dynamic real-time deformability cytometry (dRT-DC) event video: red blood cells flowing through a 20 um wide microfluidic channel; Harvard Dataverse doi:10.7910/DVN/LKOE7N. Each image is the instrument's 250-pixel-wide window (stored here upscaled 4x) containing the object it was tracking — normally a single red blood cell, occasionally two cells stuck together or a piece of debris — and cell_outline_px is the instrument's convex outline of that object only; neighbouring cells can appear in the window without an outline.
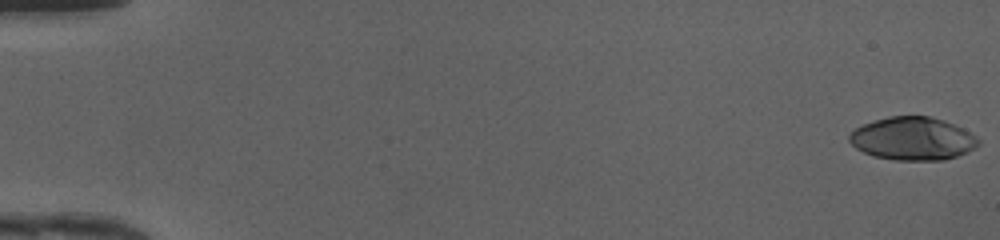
{"species": "human", "species_latin": "Homo sapiens", "temperature_condition": "cold", "stored_images_in_passage": 49, "camera_frame_rate_fps": 3000, "um_per_image_px": 0.085, "donor": {"sex": "female"}, "frame": {"image": 1, "passage_image": 1, "time_ms": 0.0, "image_size_px": [1000, 240], "cell_outline_px": [[980, 144], [976, 148], [968, 152], [944, 160], [896, 160], [872, 156], [856, 148], [848, 140], [848, 136], [856, 128], [864, 124], [888, 116], [928, 116], [944, 120], [964, 128], [976, 136], [980, 140]], "centroid_in_image_um": [77.61, 11.79], "position_along_channel_um": 7.4, "area_um2": 32.48}}
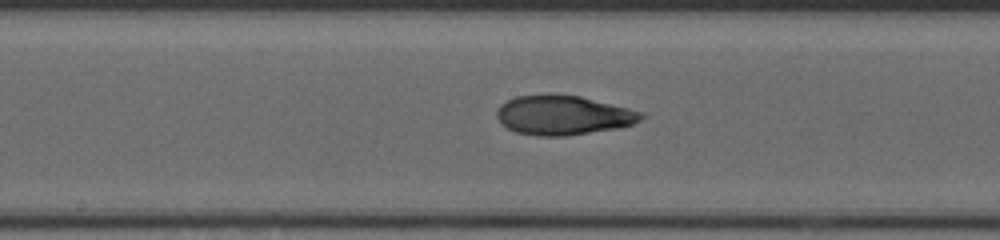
{"frame": {"image": 2, "passage_image": 27, "time_ms": 8.667, "image_size_px": [1000, 240], "cell_outline_px": [[644, 116], [640, 120], [632, 124], [616, 128], [564, 136], [536, 136], [516, 132], [508, 128], [496, 116], [496, 112], [500, 104], [516, 96], [580, 96], [644, 112]], "centroid_in_image_um": [47.87, 9.81], "position_along_channel_um": 200.3, "area_um2": 32.43}}
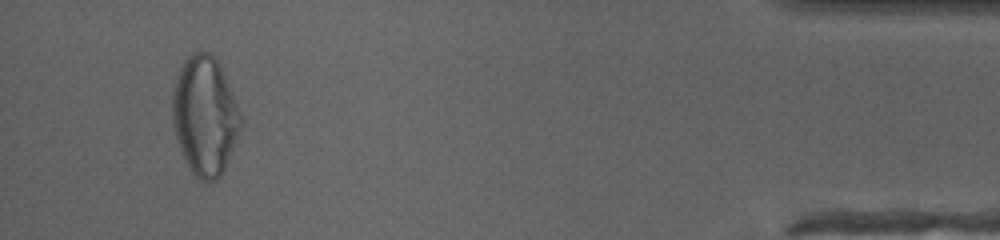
{"frame": {"image": 3, "passage_image": 47, "time_ms": 15.333, "image_size_px": [1000, 240], "cell_outline_px": [[240, 128], [224, 168], [220, 176], [216, 180], [204, 184], [192, 172], [176, 140], [172, 124], [172, 92], [176, 76], [184, 60], [192, 52], [208, 52], [220, 64], [232, 92], [240, 116]], "centroid_in_image_um": [17.37, 9.83], "position_along_channel_um": 417.8, "area_um2": 46.88}, "authors_computed_cell_mechanics": {"area_um2": 32.8882, "velocity_mm_per_s": 4.2271, "shape_relaxation_time_tau1_ms": 4.5951, "shape_relaxation_time_tau2_ms": 1.2194, "deformation_change_tau1": 0.21, "deformation_change_tau2": 0.0668}}